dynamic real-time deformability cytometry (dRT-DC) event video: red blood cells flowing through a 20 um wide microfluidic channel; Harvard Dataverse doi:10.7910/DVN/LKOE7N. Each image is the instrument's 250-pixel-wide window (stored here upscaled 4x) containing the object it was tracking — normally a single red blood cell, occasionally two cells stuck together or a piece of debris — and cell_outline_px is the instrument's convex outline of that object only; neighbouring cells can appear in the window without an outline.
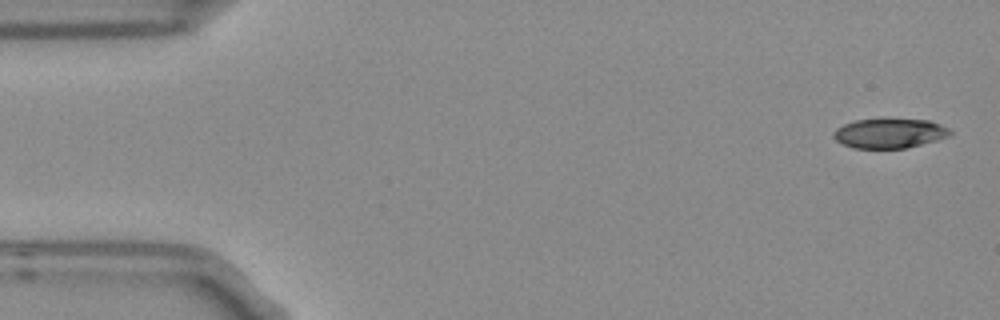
{"species": "Egyptian fruit bat (a non-hibernating species)", "species_latin": "Rousettus aegyptiacus", "temperature_condition": "room temperature", "stored_images_in_passage": 5, "camera_frame_rate_fps": 3000, "um_per_image_px": 0.085, "frame": {"image": 1, "passage_image": 1, "time_ms": 0.0, "image_size_px": [1000, 320], "cell_outline_px": [[952, 136], [904, 148], [852, 148], [836, 140], [832, 136], [836, 128], [844, 124], [856, 120], [928, 120], [940, 124], [948, 128], [952, 132]], "centroid_in_image_um": [75.61, 11.34], "position_along_channel_um": 9.4, "area_um2": 19.77}}
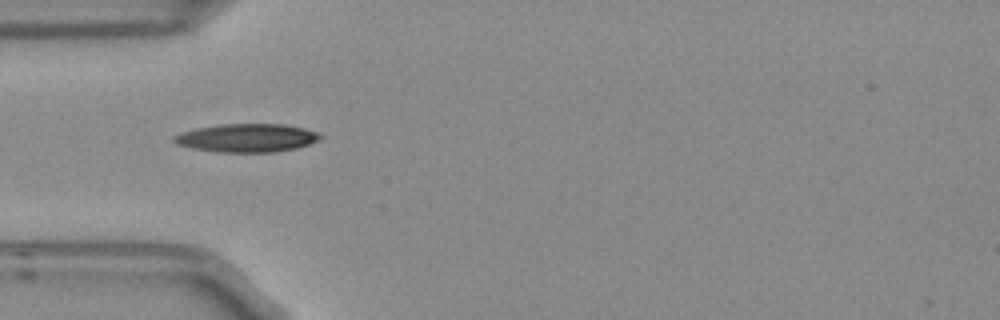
{"frame": {"image": 2, "passage_image": 5, "time_ms": 1.333, "image_size_px": [1000, 320], "cell_outline_px": [[324, 136], [320, 140], [296, 148], [272, 152], [216, 152], [176, 144], [172, 140], [172, 136], [180, 132], [196, 128], [220, 124], [284, 124], [304, 128], [320, 132]], "centroid_in_image_um": [21.0, 11.71], "position_along_channel_um": 64.0, "area_um2": 24.28}}